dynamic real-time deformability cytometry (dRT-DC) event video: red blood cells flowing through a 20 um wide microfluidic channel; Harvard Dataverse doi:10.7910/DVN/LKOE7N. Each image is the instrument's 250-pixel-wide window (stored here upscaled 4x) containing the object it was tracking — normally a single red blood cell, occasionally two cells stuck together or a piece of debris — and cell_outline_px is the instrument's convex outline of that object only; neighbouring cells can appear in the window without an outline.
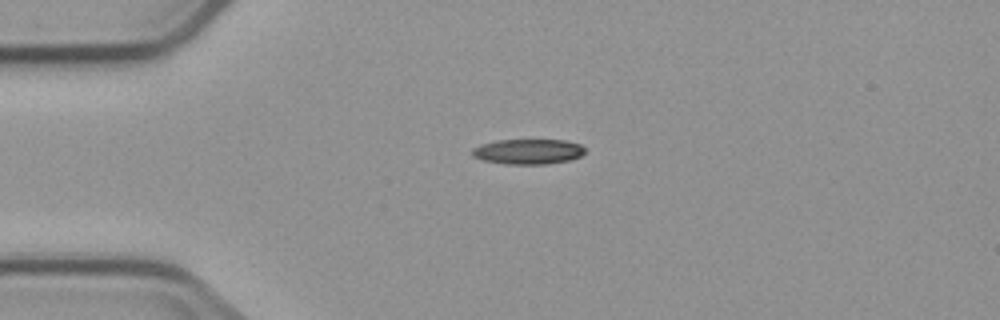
{"species": "common noctule bat (a hibernating species)", "species_latin": "Nyctalus noctula", "temperature_condition": "cold", "stored_images_in_passage": 4, "camera_frame_rate_fps": 3000, "um_per_image_px": 0.085, "animal": {"sex": "male", "body_mass_g": 23.1, "forearm_length_mm": 52.7}, "frame": {"image": 1, "passage_image": 3, "time_ms": 2.333, "image_size_px": [1000, 320], "cell_outline_px": [[584, 152], [580, 156], [568, 160], [548, 164], [504, 164], [480, 160], [472, 156], [472, 148], [480, 144], [496, 140], [564, 140], [580, 144], [584, 148]], "centroid_in_image_um": [44.83, 12.88], "position_along_channel_um": 40.2, "area_um2": 16.65}}